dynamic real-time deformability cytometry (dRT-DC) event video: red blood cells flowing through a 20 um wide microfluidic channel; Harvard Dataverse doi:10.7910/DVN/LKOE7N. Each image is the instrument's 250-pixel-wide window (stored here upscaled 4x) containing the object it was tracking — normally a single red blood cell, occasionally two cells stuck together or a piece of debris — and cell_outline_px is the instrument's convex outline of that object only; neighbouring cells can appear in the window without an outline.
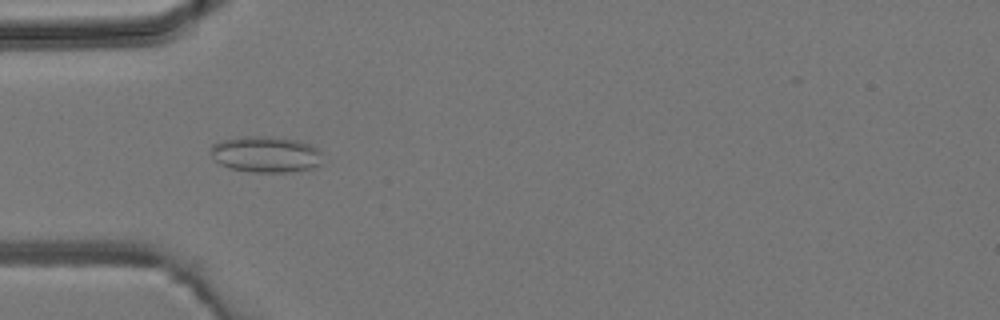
{"species": "common noctule bat (a hibernating species)", "species_latin": "Nyctalus noctula", "temperature_condition": "room temperature", "stored_images_in_passage": 5, "camera_frame_rate_fps": 3000, "um_per_image_px": 0.085, "animal": {"sex": "male", "body_mass_g": 19.2, "forearm_length_mm": 51.8}, "frame": {"image": 1, "passage_image": 4, "time_ms": 3.333, "image_size_px": [1000, 320], "cell_outline_px": [[320, 164], [316, 168], [292, 172], [252, 172], [228, 168], [220, 164], [212, 156], [212, 144], [224, 140], [244, 136], [272, 136], [296, 140], [308, 144], [316, 148], [320, 152]], "centroid_in_image_um": [22.6, 13.13], "position_along_channel_um": 62.4, "area_um2": 23.52}}